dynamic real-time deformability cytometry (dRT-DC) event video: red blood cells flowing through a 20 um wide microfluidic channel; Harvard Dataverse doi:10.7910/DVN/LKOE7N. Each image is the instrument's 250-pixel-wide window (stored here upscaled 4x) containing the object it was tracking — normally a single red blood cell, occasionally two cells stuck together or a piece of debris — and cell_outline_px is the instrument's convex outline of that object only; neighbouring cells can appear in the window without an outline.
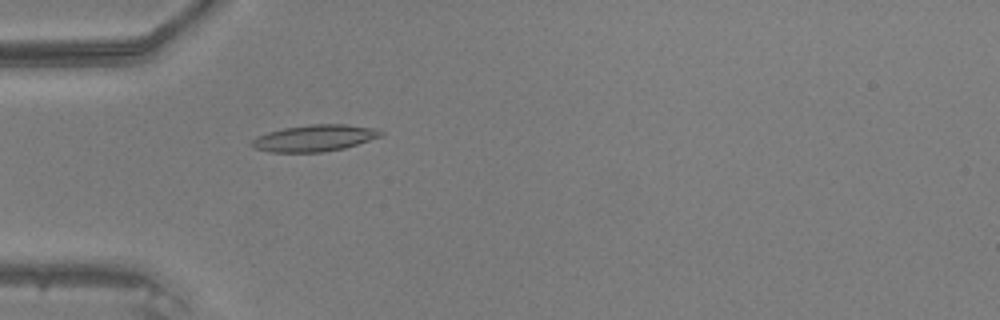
{"species": "common noctule bat (a hibernating species)", "species_latin": "Nyctalus noctula", "temperature_condition": "warm", "stored_images_in_passage": 40, "camera_frame_rate_fps": 3000, "um_per_image_px": 0.085, "animal": {"sex": "male", "body_mass_g": 20.5, "forearm_length_mm": 52.5}, "frame": {"image": 1, "passage_image": 14, "time_ms": 4.333, "image_size_px": [1000, 320], "cell_outline_px": [[384, 132], [380, 136], [344, 148], [324, 152], [272, 152], [256, 148], [248, 144], [256, 136], [268, 132], [284, 128], [308, 124], [344, 124], [380, 128]], "centroid_in_image_um": [26.73, 11.72], "position_along_channel_um": 58.3, "area_um2": 20.0}}
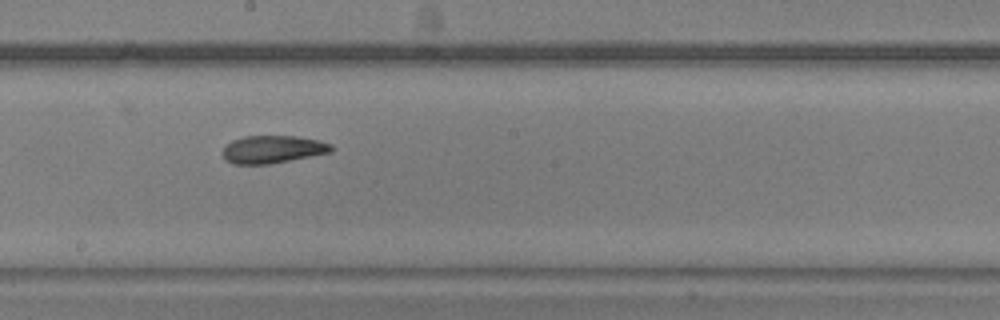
{"frame": {"image": 2, "passage_image": 26, "time_ms": 8.333, "image_size_px": [1000, 320], "cell_outline_px": [[332, 152], [312, 156], [268, 164], [232, 164], [224, 160], [220, 152], [232, 140], [244, 136], [296, 136], [320, 140], [332, 144]], "centroid_in_image_um": [23.15, 12.69], "position_along_channel_um": 225.0, "area_um2": 17.69}}
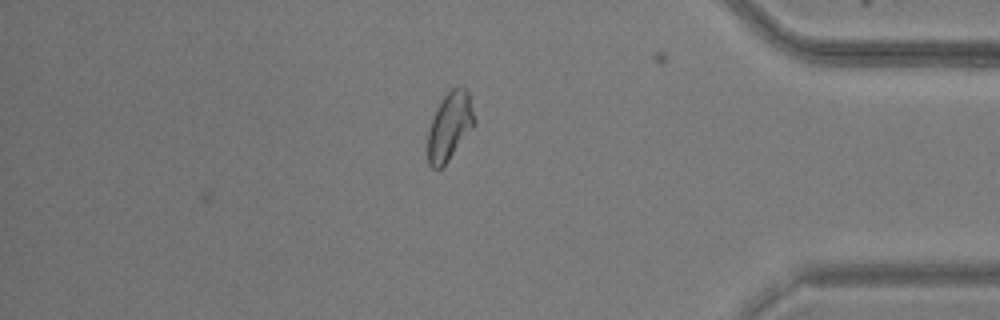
{"frame": {"image": 3, "passage_image": 40, "time_ms": 13.0, "image_size_px": [1000, 320], "cell_outline_px": [[476, 124], [448, 160], [440, 168], [432, 168], [428, 164], [428, 128], [436, 108], [444, 96], [456, 84], [464, 84], [468, 88], [476, 120]], "centroid_in_image_um": [38.25, 10.65], "position_along_channel_um": 396.9, "area_um2": 18.84}}